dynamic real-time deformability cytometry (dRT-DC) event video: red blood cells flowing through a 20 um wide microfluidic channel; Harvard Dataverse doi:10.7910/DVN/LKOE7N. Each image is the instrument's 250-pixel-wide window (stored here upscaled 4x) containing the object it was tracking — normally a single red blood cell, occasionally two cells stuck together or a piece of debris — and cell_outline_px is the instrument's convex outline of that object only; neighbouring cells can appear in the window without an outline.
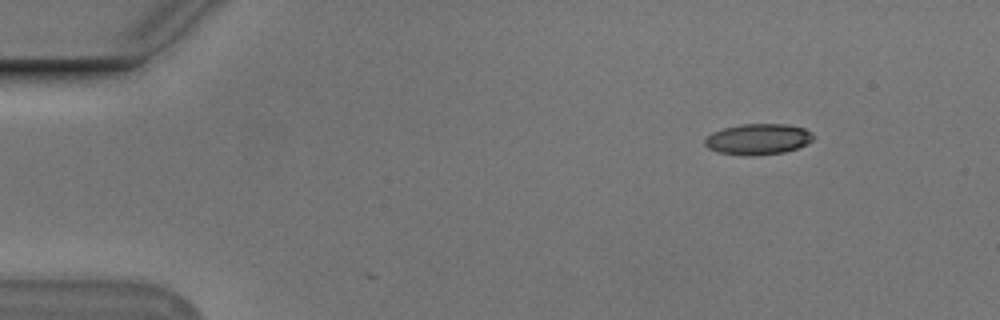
{"species": "Egyptian fruit bat (a non-hibernating species)", "species_latin": "Rousettus aegyptiacus", "temperature_condition": "cold", "stored_images_in_passage": 49, "camera_frame_rate_fps": 3000, "um_per_image_px": 0.085, "animal": {"sex": "male"}, "frame": {"image": 1, "passage_image": 1, "time_ms": 0.0, "image_size_px": [1000, 320], "cell_outline_px": [[808, 140], [804, 144], [796, 148], [780, 152], [724, 152], [712, 148], [708, 144], [708, 140], [712, 136], [728, 128], [756, 124], [772, 124], [800, 128], [808, 132]], "centroid_in_image_um": [64.5, 11.79], "position_along_channel_um": 20.5, "area_um2": 16.53}}
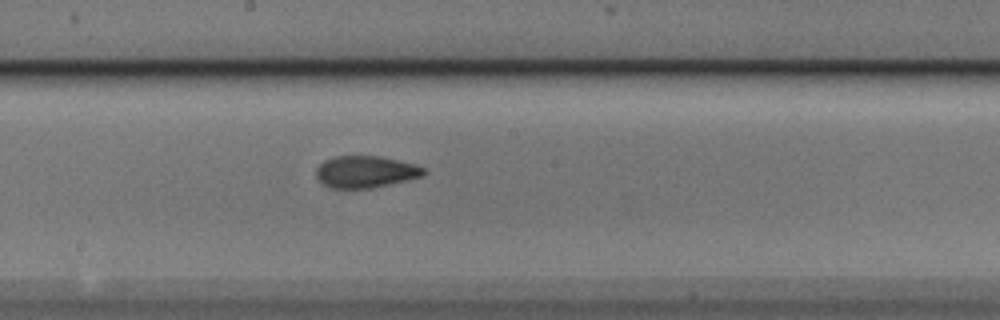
{"frame": {"image": 2, "passage_image": 24, "time_ms": 7.667, "image_size_px": [1000, 320], "cell_outline_px": [[424, 172], [416, 176], [376, 184], [352, 188], [344, 188], [328, 184], [320, 176], [320, 168], [324, 164], [332, 160], [352, 156], [356, 156], [388, 160], [420, 168]], "centroid_in_image_um": [31.01, 14.6], "position_along_channel_um": 217.2, "area_um2": 16.24}}
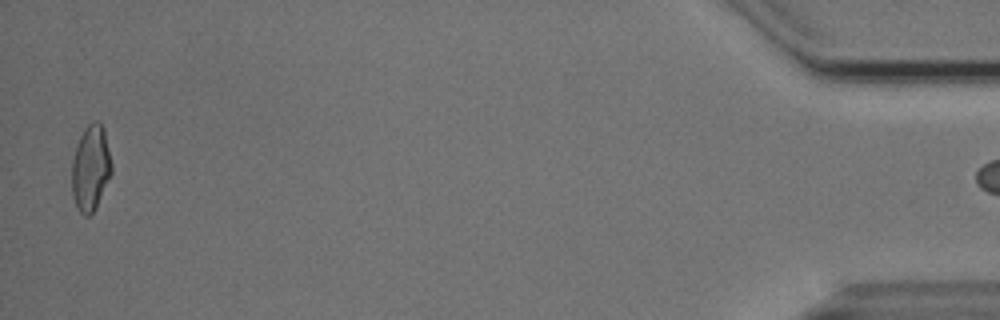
{"frame": {"image": 3, "passage_image": 48, "time_ms": 15.667, "image_size_px": [1000, 320], "cell_outline_px": [[108, 176], [96, 204], [92, 212], [88, 212], [80, 208], [76, 204], [72, 184], [72, 168], [76, 152], [80, 140], [84, 132], [88, 128], [100, 124], [104, 136], [108, 152]], "centroid_in_image_um": [7.66, 14.31], "position_along_channel_um": 427.5, "area_um2": 16.94}}